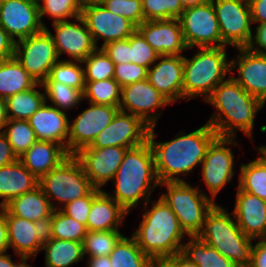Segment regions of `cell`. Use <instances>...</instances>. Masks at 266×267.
Segmentation results:
<instances>
[{
  "instance_id": "11a10c76",
  "label": "cell",
  "mask_w": 266,
  "mask_h": 267,
  "mask_svg": "<svg viewBox=\"0 0 266 267\" xmlns=\"http://www.w3.org/2000/svg\"><path fill=\"white\" fill-rule=\"evenodd\" d=\"M253 24L266 23V0H248Z\"/></svg>"
},
{
  "instance_id": "3957f363",
  "label": "cell",
  "mask_w": 266,
  "mask_h": 267,
  "mask_svg": "<svg viewBox=\"0 0 266 267\" xmlns=\"http://www.w3.org/2000/svg\"><path fill=\"white\" fill-rule=\"evenodd\" d=\"M113 194L107 193L128 213L151 200V194L160 185L154 153L149 141L127 149L113 178ZM142 199V200H141Z\"/></svg>"
},
{
  "instance_id": "db71d44e",
  "label": "cell",
  "mask_w": 266,
  "mask_h": 267,
  "mask_svg": "<svg viewBox=\"0 0 266 267\" xmlns=\"http://www.w3.org/2000/svg\"><path fill=\"white\" fill-rule=\"evenodd\" d=\"M15 41L0 26V60L14 57Z\"/></svg>"
},
{
  "instance_id": "cb8c5ba5",
  "label": "cell",
  "mask_w": 266,
  "mask_h": 267,
  "mask_svg": "<svg viewBox=\"0 0 266 267\" xmlns=\"http://www.w3.org/2000/svg\"><path fill=\"white\" fill-rule=\"evenodd\" d=\"M233 215L241 231L252 239L266 238V201L237 187Z\"/></svg>"
},
{
  "instance_id": "4316f807",
  "label": "cell",
  "mask_w": 266,
  "mask_h": 267,
  "mask_svg": "<svg viewBox=\"0 0 266 267\" xmlns=\"http://www.w3.org/2000/svg\"><path fill=\"white\" fill-rule=\"evenodd\" d=\"M129 213L102 190L92 201L86 223L87 231L120 230Z\"/></svg>"
},
{
  "instance_id": "91938a15",
  "label": "cell",
  "mask_w": 266,
  "mask_h": 267,
  "mask_svg": "<svg viewBox=\"0 0 266 267\" xmlns=\"http://www.w3.org/2000/svg\"><path fill=\"white\" fill-rule=\"evenodd\" d=\"M8 120L6 100L0 97V131L4 129Z\"/></svg>"
},
{
  "instance_id": "44dd1931",
  "label": "cell",
  "mask_w": 266,
  "mask_h": 267,
  "mask_svg": "<svg viewBox=\"0 0 266 267\" xmlns=\"http://www.w3.org/2000/svg\"><path fill=\"white\" fill-rule=\"evenodd\" d=\"M6 223L9 248L18 257L34 260L48 237L47 224L13 215H6Z\"/></svg>"
},
{
  "instance_id": "60d3db41",
  "label": "cell",
  "mask_w": 266,
  "mask_h": 267,
  "mask_svg": "<svg viewBox=\"0 0 266 267\" xmlns=\"http://www.w3.org/2000/svg\"><path fill=\"white\" fill-rule=\"evenodd\" d=\"M2 132L6 135L17 158L23 155L37 141L34 130L28 120L9 119Z\"/></svg>"
},
{
  "instance_id": "ac0fdd59",
  "label": "cell",
  "mask_w": 266,
  "mask_h": 267,
  "mask_svg": "<svg viewBox=\"0 0 266 267\" xmlns=\"http://www.w3.org/2000/svg\"><path fill=\"white\" fill-rule=\"evenodd\" d=\"M127 149L121 146L105 148L87 146L76 152L74 156L80 162L91 184L101 189L108 181H113Z\"/></svg>"
},
{
  "instance_id": "c3c4849f",
  "label": "cell",
  "mask_w": 266,
  "mask_h": 267,
  "mask_svg": "<svg viewBox=\"0 0 266 267\" xmlns=\"http://www.w3.org/2000/svg\"><path fill=\"white\" fill-rule=\"evenodd\" d=\"M147 68L135 63H122L115 65L114 79L123 87L128 84L147 79Z\"/></svg>"
},
{
  "instance_id": "bcb514c9",
  "label": "cell",
  "mask_w": 266,
  "mask_h": 267,
  "mask_svg": "<svg viewBox=\"0 0 266 267\" xmlns=\"http://www.w3.org/2000/svg\"><path fill=\"white\" fill-rule=\"evenodd\" d=\"M100 3L113 14L127 18L136 26L145 21L142 0H102Z\"/></svg>"
},
{
  "instance_id": "f35d334b",
  "label": "cell",
  "mask_w": 266,
  "mask_h": 267,
  "mask_svg": "<svg viewBox=\"0 0 266 267\" xmlns=\"http://www.w3.org/2000/svg\"><path fill=\"white\" fill-rule=\"evenodd\" d=\"M41 89L45 92V100L52 103L50 105L61 111H70L80 105L83 93L79 89L66 86L60 82H42Z\"/></svg>"
},
{
  "instance_id": "ba28073f",
  "label": "cell",
  "mask_w": 266,
  "mask_h": 267,
  "mask_svg": "<svg viewBox=\"0 0 266 267\" xmlns=\"http://www.w3.org/2000/svg\"><path fill=\"white\" fill-rule=\"evenodd\" d=\"M38 186L54 210H60L71 201L87 196L95 188L74 155H69L56 168L42 176ZM55 200L57 205L53 204Z\"/></svg>"
},
{
  "instance_id": "f1b7e54d",
  "label": "cell",
  "mask_w": 266,
  "mask_h": 267,
  "mask_svg": "<svg viewBox=\"0 0 266 267\" xmlns=\"http://www.w3.org/2000/svg\"><path fill=\"white\" fill-rule=\"evenodd\" d=\"M38 184L39 179L19 159L0 167V198L3 199L0 201V207L6 205L13 198L33 191Z\"/></svg>"
},
{
  "instance_id": "03108f58",
  "label": "cell",
  "mask_w": 266,
  "mask_h": 267,
  "mask_svg": "<svg viewBox=\"0 0 266 267\" xmlns=\"http://www.w3.org/2000/svg\"><path fill=\"white\" fill-rule=\"evenodd\" d=\"M102 0H82L83 4L100 3Z\"/></svg>"
},
{
  "instance_id": "484cf974",
  "label": "cell",
  "mask_w": 266,
  "mask_h": 267,
  "mask_svg": "<svg viewBox=\"0 0 266 267\" xmlns=\"http://www.w3.org/2000/svg\"><path fill=\"white\" fill-rule=\"evenodd\" d=\"M68 156L69 153L62 145L37 140L18 159L37 179H40Z\"/></svg>"
},
{
  "instance_id": "f5cc1de1",
  "label": "cell",
  "mask_w": 266,
  "mask_h": 267,
  "mask_svg": "<svg viewBox=\"0 0 266 267\" xmlns=\"http://www.w3.org/2000/svg\"><path fill=\"white\" fill-rule=\"evenodd\" d=\"M17 156L12 151L6 135L0 131V167L9 165L17 160Z\"/></svg>"
},
{
  "instance_id": "680465c9",
  "label": "cell",
  "mask_w": 266,
  "mask_h": 267,
  "mask_svg": "<svg viewBox=\"0 0 266 267\" xmlns=\"http://www.w3.org/2000/svg\"><path fill=\"white\" fill-rule=\"evenodd\" d=\"M87 267H112L109 256L86 257Z\"/></svg>"
},
{
  "instance_id": "9c48e42d",
  "label": "cell",
  "mask_w": 266,
  "mask_h": 267,
  "mask_svg": "<svg viewBox=\"0 0 266 267\" xmlns=\"http://www.w3.org/2000/svg\"><path fill=\"white\" fill-rule=\"evenodd\" d=\"M230 145L233 147L239 146L235 137L217 136L209 145L201 163L202 180L214 203H216V196L236 173L234 170V162L236 161Z\"/></svg>"
},
{
  "instance_id": "f907efd6",
  "label": "cell",
  "mask_w": 266,
  "mask_h": 267,
  "mask_svg": "<svg viewBox=\"0 0 266 267\" xmlns=\"http://www.w3.org/2000/svg\"><path fill=\"white\" fill-rule=\"evenodd\" d=\"M255 29L247 48L258 54H266V23L257 24Z\"/></svg>"
},
{
  "instance_id": "52a82bcc",
  "label": "cell",
  "mask_w": 266,
  "mask_h": 267,
  "mask_svg": "<svg viewBox=\"0 0 266 267\" xmlns=\"http://www.w3.org/2000/svg\"><path fill=\"white\" fill-rule=\"evenodd\" d=\"M166 187L160 197L176 215L181 229L188 237H194L200 231L207 213L216 204L199 187L186 182H163Z\"/></svg>"
},
{
  "instance_id": "f6af8a7d",
  "label": "cell",
  "mask_w": 266,
  "mask_h": 267,
  "mask_svg": "<svg viewBox=\"0 0 266 267\" xmlns=\"http://www.w3.org/2000/svg\"><path fill=\"white\" fill-rule=\"evenodd\" d=\"M159 56L137 30L130 35V60H132V63L149 69Z\"/></svg>"
},
{
  "instance_id": "7dc6e473",
  "label": "cell",
  "mask_w": 266,
  "mask_h": 267,
  "mask_svg": "<svg viewBox=\"0 0 266 267\" xmlns=\"http://www.w3.org/2000/svg\"><path fill=\"white\" fill-rule=\"evenodd\" d=\"M101 191L102 189L94 188L87 196L71 201L60 210L79 223L86 225L92 201Z\"/></svg>"
},
{
  "instance_id": "603a6c76",
  "label": "cell",
  "mask_w": 266,
  "mask_h": 267,
  "mask_svg": "<svg viewBox=\"0 0 266 267\" xmlns=\"http://www.w3.org/2000/svg\"><path fill=\"white\" fill-rule=\"evenodd\" d=\"M156 62L147 70L149 83L172 104L183 100L184 55H162Z\"/></svg>"
},
{
  "instance_id": "9a60e30c",
  "label": "cell",
  "mask_w": 266,
  "mask_h": 267,
  "mask_svg": "<svg viewBox=\"0 0 266 267\" xmlns=\"http://www.w3.org/2000/svg\"><path fill=\"white\" fill-rule=\"evenodd\" d=\"M73 121H69L68 153L74 155L80 149L90 146L96 136L107 127L120 110L119 106L89 103Z\"/></svg>"
},
{
  "instance_id": "d4e9b609",
  "label": "cell",
  "mask_w": 266,
  "mask_h": 267,
  "mask_svg": "<svg viewBox=\"0 0 266 267\" xmlns=\"http://www.w3.org/2000/svg\"><path fill=\"white\" fill-rule=\"evenodd\" d=\"M47 101L28 119L38 141L62 145L68 152L69 117Z\"/></svg>"
},
{
  "instance_id": "8fae6325",
  "label": "cell",
  "mask_w": 266,
  "mask_h": 267,
  "mask_svg": "<svg viewBox=\"0 0 266 267\" xmlns=\"http://www.w3.org/2000/svg\"><path fill=\"white\" fill-rule=\"evenodd\" d=\"M187 48L220 47L222 40L212 1L187 7L178 18Z\"/></svg>"
},
{
  "instance_id": "74e56055",
  "label": "cell",
  "mask_w": 266,
  "mask_h": 267,
  "mask_svg": "<svg viewBox=\"0 0 266 267\" xmlns=\"http://www.w3.org/2000/svg\"><path fill=\"white\" fill-rule=\"evenodd\" d=\"M43 82H60L66 86L79 89L85 88L84 69L82 62L62 59L50 69L48 77Z\"/></svg>"
},
{
  "instance_id": "ffe728a7",
  "label": "cell",
  "mask_w": 266,
  "mask_h": 267,
  "mask_svg": "<svg viewBox=\"0 0 266 267\" xmlns=\"http://www.w3.org/2000/svg\"><path fill=\"white\" fill-rule=\"evenodd\" d=\"M238 54L230 60V73L235 68L238 77H232L250 95L266 103V54L252 52L247 47L236 48Z\"/></svg>"
},
{
  "instance_id": "be15d7a7",
  "label": "cell",
  "mask_w": 266,
  "mask_h": 267,
  "mask_svg": "<svg viewBox=\"0 0 266 267\" xmlns=\"http://www.w3.org/2000/svg\"><path fill=\"white\" fill-rule=\"evenodd\" d=\"M19 262L16 264V267H32L31 265H29L27 263L29 258H25V257H19Z\"/></svg>"
},
{
  "instance_id": "003e7915",
  "label": "cell",
  "mask_w": 266,
  "mask_h": 267,
  "mask_svg": "<svg viewBox=\"0 0 266 267\" xmlns=\"http://www.w3.org/2000/svg\"><path fill=\"white\" fill-rule=\"evenodd\" d=\"M30 3L39 6L43 0H28Z\"/></svg>"
},
{
  "instance_id": "d590c367",
  "label": "cell",
  "mask_w": 266,
  "mask_h": 267,
  "mask_svg": "<svg viewBox=\"0 0 266 267\" xmlns=\"http://www.w3.org/2000/svg\"><path fill=\"white\" fill-rule=\"evenodd\" d=\"M48 237L82 242L87 234L86 225L79 223L61 210H54L47 224Z\"/></svg>"
},
{
  "instance_id": "5bb4252c",
  "label": "cell",
  "mask_w": 266,
  "mask_h": 267,
  "mask_svg": "<svg viewBox=\"0 0 266 267\" xmlns=\"http://www.w3.org/2000/svg\"><path fill=\"white\" fill-rule=\"evenodd\" d=\"M172 104L147 79L122 87L120 111L141 118L148 126L156 127L161 112L157 109Z\"/></svg>"
},
{
  "instance_id": "5b68a950",
  "label": "cell",
  "mask_w": 266,
  "mask_h": 267,
  "mask_svg": "<svg viewBox=\"0 0 266 267\" xmlns=\"http://www.w3.org/2000/svg\"><path fill=\"white\" fill-rule=\"evenodd\" d=\"M232 216V217H231ZM208 246L215 248L237 267H249L253 241L238 227L231 211L215 204L207 213L200 231L195 236Z\"/></svg>"
},
{
  "instance_id": "4fadbf2b",
  "label": "cell",
  "mask_w": 266,
  "mask_h": 267,
  "mask_svg": "<svg viewBox=\"0 0 266 267\" xmlns=\"http://www.w3.org/2000/svg\"><path fill=\"white\" fill-rule=\"evenodd\" d=\"M81 16L97 48L110 42L127 39L137 30V26L127 18L113 14L101 3L83 4ZM103 44L98 47V41Z\"/></svg>"
},
{
  "instance_id": "6f0895ef",
  "label": "cell",
  "mask_w": 266,
  "mask_h": 267,
  "mask_svg": "<svg viewBox=\"0 0 266 267\" xmlns=\"http://www.w3.org/2000/svg\"><path fill=\"white\" fill-rule=\"evenodd\" d=\"M9 250L6 212L0 207V254Z\"/></svg>"
},
{
  "instance_id": "7402d4cb",
  "label": "cell",
  "mask_w": 266,
  "mask_h": 267,
  "mask_svg": "<svg viewBox=\"0 0 266 267\" xmlns=\"http://www.w3.org/2000/svg\"><path fill=\"white\" fill-rule=\"evenodd\" d=\"M137 31L160 55H183L188 51L179 19L145 20Z\"/></svg>"
},
{
  "instance_id": "4dcf8cb0",
  "label": "cell",
  "mask_w": 266,
  "mask_h": 267,
  "mask_svg": "<svg viewBox=\"0 0 266 267\" xmlns=\"http://www.w3.org/2000/svg\"><path fill=\"white\" fill-rule=\"evenodd\" d=\"M45 251V267H70L84 259L83 243L47 237L41 251Z\"/></svg>"
},
{
  "instance_id": "836d02e7",
  "label": "cell",
  "mask_w": 266,
  "mask_h": 267,
  "mask_svg": "<svg viewBox=\"0 0 266 267\" xmlns=\"http://www.w3.org/2000/svg\"><path fill=\"white\" fill-rule=\"evenodd\" d=\"M181 253L198 267H237L230 259L195 236L186 240Z\"/></svg>"
},
{
  "instance_id": "e575fe53",
  "label": "cell",
  "mask_w": 266,
  "mask_h": 267,
  "mask_svg": "<svg viewBox=\"0 0 266 267\" xmlns=\"http://www.w3.org/2000/svg\"><path fill=\"white\" fill-rule=\"evenodd\" d=\"M239 170L237 187L266 201V160L260 155Z\"/></svg>"
},
{
  "instance_id": "7c38bea8",
  "label": "cell",
  "mask_w": 266,
  "mask_h": 267,
  "mask_svg": "<svg viewBox=\"0 0 266 267\" xmlns=\"http://www.w3.org/2000/svg\"><path fill=\"white\" fill-rule=\"evenodd\" d=\"M14 56L37 83H42L52 66L60 60L53 38L45 28L17 41Z\"/></svg>"
},
{
  "instance_id": "e7e4bbea",
  "label": "cell",
  "mask_w": 266,
  "mask_h": 267,
  "mask_svg": "<svg viewBox=\"0 0 266 267\" xmlns=\"http://www.w3.org/2000/svg\"><path fill=\"white\" fill-rule=\"evenodd\" d=\"M255 150L266 160V145L262 144L259 148L257 147Z\"/></svg>"
},
{
  "instance_id": "6da1fadb",
  "label": "cell",
  "mask_w": 266,
  "mask_h": 267,
  "mask_svg": "<svg viewBox=\"0 0 266 267\" xmlns=\"http://www.w3.org/2000/svg\"><path fill=\"white\" fill-rule=\"evenodd\" d=\"M154 131L155 126L150 127L148 141L154 153L160 183L186 182L180 176H187L198 165L201 166L209 145L217 137V133L207 122L190 133L181 130L175 138L166 142H157L158 134Z\"/></svg>"
},
{
  "instance_id": "8d00e7d4",
  "label": "cell",
  "mask_w": 266,
  "mask_h": 267,
  "mask_svg": "<svg viewBox=\"0 0 266 267\" xmlns=\"http://www.w3.org/2000/svg\"><path fill=\"white\" fill-rule=\"evenodd\" d=\"M122 87L114 78L85 81L83 99L96 105L119 106Z\"/></svg>"
},
{
  "instance_id": "6125c7cd",
  "label": "cell",
  "mask_w": 266,
  "mask_h": 267,
  "mask_svg": "<svg viewBox=\"0 0 266 267\" xmlns=\"http://www.w3.org/2000/svg\"><path fill=\"white\" fill-rule=\"evenodd\" d=\"M210 1L212 0H180L184 8L204 4Z\"/></svg>"
},
{
  "instance_id": "9f6ffc18",
  "label": "cell",
  "mask_w": 266,
  "mask_h": 267,
  "mask_svg": "<svg viewBox=\"0 0 266 267\" xmlns=\"http://www.w3.org/2000/svg\"><path fill=\"white\" fill-rule=\"evenodd\" d=\"M158 265L160 267H198L196 264L191 262L181 252L173 256L162 259Z\"/></svg>"
},
{
  "instance_id": "f546056e",
  "label": "cell",
  "mask_w": 266,
  "mask_h": 267,
  "mask_svg": "<svg viewBox=\"0 0 266 267\" xmlns=\"http://www.w3.org/2000/svg\"><path fill=\"white\" fill-rule=\"evenodd\" d=\"M37 82L14 57L0 60V97L8 98L33 88Z\"/></svg>"
},
{
  "instance_id": "e0dca14e",
  "label": "cell",
  "mask_w": 266,
  "mask_h": 267,
  "mask_svg": "<svg viewBox=\"0 0 266 267\" xmlns=\"http://www.w3.org/2000/svg\"><path fill=\"white\" fill-rule=\"evenodd\" d=\"M52 26L55 34H52L47 27L45 29L53 38L59 58L67 53L70 55V61L82 62L97 48L82 16L76 17L74 21L52 23Z\"/></svg>"
},
{
  "instance_id": "ab89813d",
  "label": "cell",
  "mask_w": 266,
  "mask_h": 267,
  "mask_svg": "<svg viewBox=\"0 0 266 267\" xmlns=\"http://www.w3.org/2000/svg\"><path fill=\"white\" fill-rule=\"evenodd\" d=\"M120 231H88L83 240L84 257L109 256L124 236Z\"/></svg>"
},
{
  "instance_id": "d6a6232c",
  "label": "cell",
  "mask_w": 266,
  "mask_h": 267,
  "mask_svg": "<svg viewBox=\"0 0 266 267\" xmlns=\"http://www.w3.org/2000/svg\"><path fill=\"white\" fill-rule=\"evenodd\" d=\"M112 267H155L157 263L137 245L135 238L123 236L109 255Z\"/></svg>"
},
{
  "instance_id": "d6986e66",
  "label": "cell",
  "mask_w": 266,
  "mask_h": 267,
  "mask_svg": "<svg viewBox=\"0 0 266 267\" xmlns=\"http://www.w3.org/2000/svg\"><path fill=\"white\" fill-rule=\"evenodd\" d=\"M0 26L15 43L44 29L40 21L38 6L28 0H2Z\"/></svg>"
},
{
  "instance_id": "8992f818",
  "label": "cell",
  "mask_w": 266,
  "mask_h": 267,
  "mask_svg": "<svg viewBox=\"0 0 266 267\" xmlns=\"http://www.w3.org/2000/svg\"><path fill=\"white\" fill-rule=\"evenodd\" d=\"M227 46L203 47L191 57L184 55L183 100L203 97V102L213 90L230 76ZM229 74V75H228Z\"/></svg>"
},
{
  "instance_id": "7bdbcfd3",
  "label": "cell",
  "mask_w": 266,
  "mask_h": 267,
  "mask_svg": "<svg viewBox=\"0 0 266 267\" xmlns=\"http://www.w3.org/2000/svg\"><path fill=\"white\" fill-rule=\"evenodd\" d=\"M85 81H99L114 77L115 64L102 48H96L83 61Z\"/></svg>"
},
{
  "instance_id": "94428289",
  "label": "cell",
  "mask_w": 266,
  "mask_h": 267,
  "mask_svg": "<svg viewBox=\"0 0 266 267\" xmlns=\"http://www.w3.org/2000/svg\"><path fill=\"white\" fill-rule=\"evenodd\" d=\"M1 253L0 254V267H16L17 261L14 262L11 258V254Z\"/></svg>"
},
{
  "instance_id": "1f68e13d",
  "label": "cell",
  "mask_w": 266,
  "mask_h": 267,
  "mask_svg": "<svg viewBox=\"0 0 266 267\" xmlns=\"http://www.w3.org/2000/svg\"><path fill=\"white\" fill-rule=\"evenodd\" d=\"M39 86L41 83L5 99L8 119L28 120L46 102L45 92L38 90Z\"/></svg>"
},
{
  "instance_id": "816d5d0a",
  "label": "cell",
  "mask_w": 266,
  "mask_h": 267,
  "mask_svg": "<svg viewBox=\"0 0 266 267\" xmlns=\"http://www.w3.org/2000/svg\"><path fill=\"white\" fill-rule=\"evenodd\" d=\"M249 267H266V238L255 239Z\"/></svg>"
},
{
  "instance_id": "ee69618b",
  "label": "cell",
  "mask_w": 266,
  "mask_h": 267,
  "mask_svg": "<svg viewBox=\"0 0 266 267\" xmlns=\"http://www.w3.org/2000/svg\"><path fill=\"white\" fill-rule=\"evenodd\" d=\"M184 9L180 0H142L144 20L178 19Z\"/></svg>"
},
{
  "instance_id": "2e32d148",
  "label": "cell",
  "mask_w": 266,
  "mask_h": 267,
  "mask_svg": "<svg viewBox=\"0 0 266 267\" xmlns=\"http://www.w3.org/2000/svg\"><path fill=\"white\" fill-rule=\"evenodd\" d=\"M149 130L150 126L141 118L119 110L112 122L96 136L90 147H136L148 141Z\"/></svg>"
},
{
  "instance_id": "277c9868",
  "label": "cell",
  "mask_w": 266,
  "mask_h": 267,
  "mask_svg": "<svg viewBox=\"0 0 266 267\" xmlns=\"http://www.w3.org/2000/svg\"><path fill=\"white\" fill-rule=\"evenodd\" d=\"M150 201L143 205L146 209L132 236L138 247L158 264L162 259L182 251V240L186 234L174 212L160 196L157 201H151V208L147 209Z\"/></svg>"
},
{
  "instance_id": "83f0119b",
  "label": "cell",
  "mask_w": 266,
  "mask_h": 267,
  "mask_svg": "<svg viewBox=\"0 0 266 267\" xmlns=\"http://www.w3.org/2000/svg\"><path fill=\"white\" fill-rule=\"evenodd\" d=\"M2 208L6 215L18 216L40 224H48L54 211L39 186L31 192L13 198Z\"/></svg>"
},
{
  "instance_id": "30bf717a",
  "label": "cell",
  "mask_w": 266,
  "mask_h": 267,
  "mask_svg": "<svg viewBox=\"0 0 266 267\" xmlns=\"http://www.w3.org/2000/svg\"><path fill=\"white\" fill-rule=\"evenodd\" d=\"M219 23L222 46L245 48L253 31L248 0H212Z\"/></svg>"
},
{
  "instance_id": "681fc988",
  "label": "cell",
  "mask_w": 266,
  "mask_h": 267,
  "mask_svg": "<svg viewBox=\"0 0 266 267\" xmlns=\"http://www.w3.org/2000/svg\"><path fill=\"white\" fill-rule=\"evenodd\" d=\"M102 49L115 65L132 63L130 60V36L127 39L110 42Z\"/></svg>"
},
{
  "instance_id": "b9f144b4",
  "label": "cell",
  "mask_w": 266,
  "mask_h": 267,
  "mask_svg": "<svg viewBox=\"0 0 266 267\" xmlns=\"http://www.w3.org/2000/svg\"><path fill=\"white\" fill-rule=\"evenodd\" d=\"M82 6V0H43L38 6L42 26L47 27L42 21L44 15H48L52 23L75 19L81 16Z\"/></svg>"
},
{
  "instance_id": "7a4b0ae2",
  "label": "cell",
  "mask_w": 266,
  "mask_h": 267,
  "mask_svg": "<svg viewBox=\"0 0 266 267\" xmlns=\"http://www.w3.org/2000/svg\"><path fill=\"white\" fill-rule=\"evenodd\" d=\"M204 102L214 106L218 112L207 121L217 136L236 138L240 130L252 141L256 114L265 105L240 86L231 74Z\"/></svg>"
}]
</instances>
